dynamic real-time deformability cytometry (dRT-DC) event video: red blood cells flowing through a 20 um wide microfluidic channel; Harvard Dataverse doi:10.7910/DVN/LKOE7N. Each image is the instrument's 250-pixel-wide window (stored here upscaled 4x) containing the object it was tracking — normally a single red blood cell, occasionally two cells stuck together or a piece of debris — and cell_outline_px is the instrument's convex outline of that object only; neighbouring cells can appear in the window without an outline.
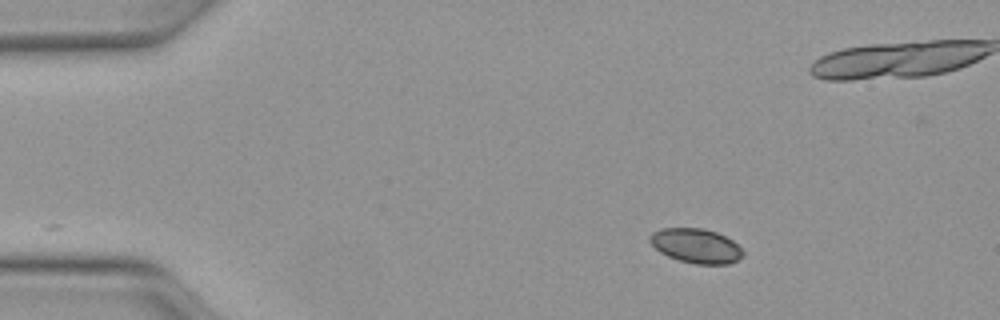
{"species": "Egyptian fruit bat (a non-hibernating species)", "species_latin": "Rousettus aegyptiacus", "temperature_condition": "warm", "stored_images_in_passage": 44, "camera_frame_rate_fps": 3000, "um_per_image_px": 0.085, "animal": {"sex": "female"}, "frame": {"image": 1, "passage_image": 1, "time_ms": 0.0, "image_size_px": [1000, 320], "cell_outline_px": [[744, 256], [728, 264], [696, 264], [680, 260], [668, 256], [660, 252], [648, 240], [648, 236], [652, 232], [660, 228], [704, 228], [716, 232], [732, 240], [744, 252]], "centroid_in_image_um": [59.14, 20.88], "position_along_channel_um": 25.9, "area_um2": 18.67}}
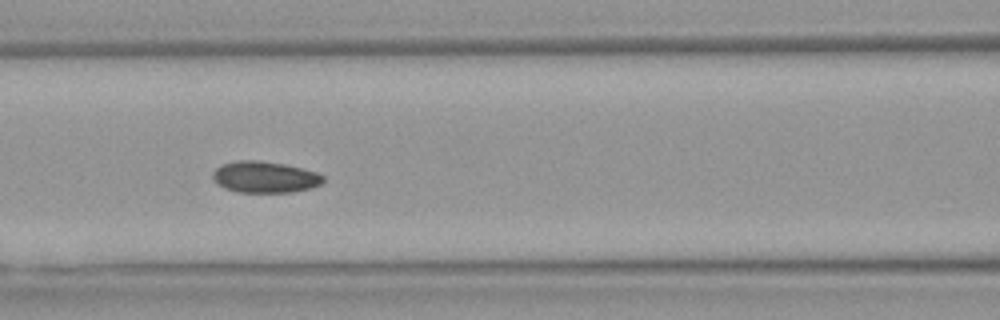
{"frame": {"image": 2, "passage_image": 15, "time_ms": 4.667, "image_size_px": [1000, 320], "cell_outline_px": [[324, 180], [320, 184], [312, 188], [292, 192], [240, 192], [224, 188], [216, 184], [212, 180], [212, 172], [220, 164], [236, 160], [260, 160], [284, 164], [316, 172], [324, 176]], "centroid_in_image_um": [22.46, 15.04], "position_along_channel_um": 144.1, "area_um2": 20.4}}
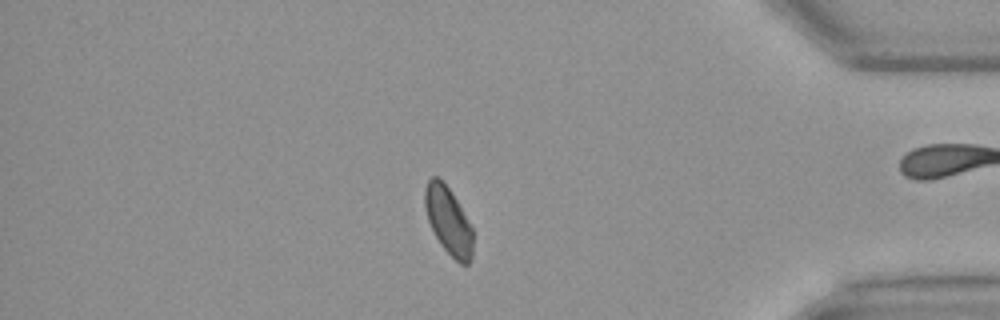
{"frame": {"image": 3, "passage_image": 36, "time_ms": 11.667, "image_size_px": [1000, 320], "cell_outline_px": [[472, 256], [468, 264], [460, 264], [440, 244], [428, 220], [424, 208], [424, 188], [428, 180], [432, 176], [436, 176], [444, 180], [456, 200], [472, 228]], "centroid_in_image_um": [38.08, 18.72], "position_along_channel_um": 397.1, "area_um2": 18.73}, "authors_computed_cell_mechanics": {"area_um2": 19.8832, "velocity_mm_per_s": 4.0992, "shape_relaxation_time_tau1_ms": 3.2436, "shape_relaxation_time_tau2_ms": 4.7214, "deformation_change_tau1": 0.083, "deformation_change_tau2": 0.0768}}